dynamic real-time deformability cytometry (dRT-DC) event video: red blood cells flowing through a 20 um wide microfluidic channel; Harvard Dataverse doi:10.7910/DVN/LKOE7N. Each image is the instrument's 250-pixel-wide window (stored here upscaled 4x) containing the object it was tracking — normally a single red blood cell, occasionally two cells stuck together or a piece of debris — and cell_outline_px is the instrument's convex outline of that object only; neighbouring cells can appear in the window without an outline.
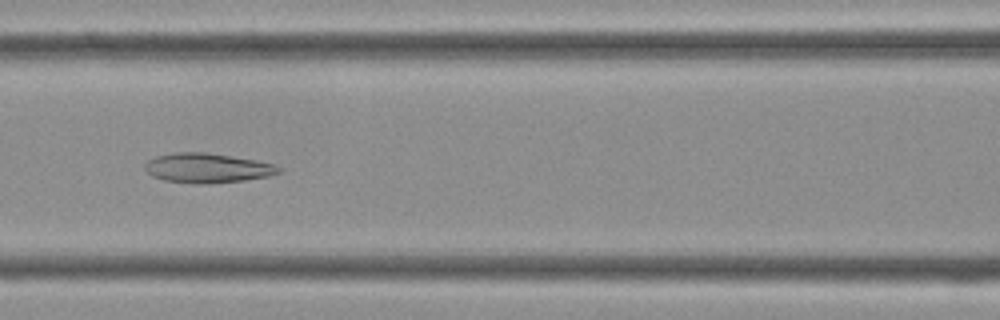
{"species": "Egyptian fruit bat (a non-hibernating species)", "species_latin": "Rousettus aegyptiacus", "temperature_condition": "cold", "stored_images_in_passage": 39, "camera_frame_rate_fps": 3000, "um_per_image_px": 0.085, "frame": {"image": 1, "passage_image": 15, "time_ms": 4.667, "image_size_px": [1000, 320], "cell_outline_px": [[280, 172], [268, 176], [244, 180], [204, 184], [192, 184], [164, 180], [152, 176], [144, 168], [144, 164], [148, 160], [156, 156], [176, 152], [204, 152], [256, 160], [276, 164], [280, 168]], "centroid_in_image_um": [17.6, 14.28], "position_along_channel_um": 149.0, "area_um2": 23.06}}
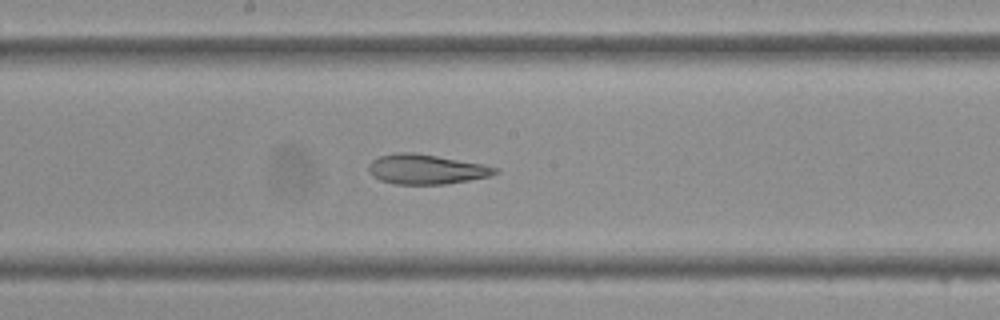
{"frame": {"image": 2, "passage_image": 19, "time_ms": 6.0, "image_size_px": [1000, 320], "cell_outline_px": [[500, 172], [488, 176], [468, 180], [444, 184], [396, 184], [380, 180], [372, 176], [368, 172], [368, 164], [372, 160], [380, 156], [396, 152], [412, 152], [484, 164], [500, 168]], "centroid_in_image_um": [36.21, 14.38], "position_along_channel_um": 212.0, "area_um2": 21.96}}
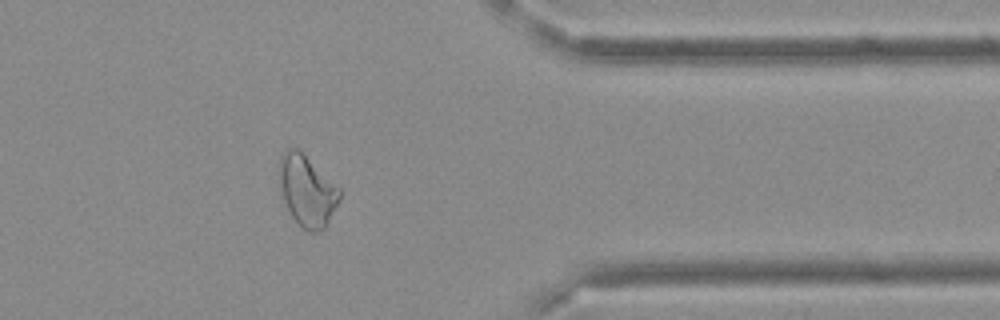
{"frame": {"image": 3, "passage_image": 31, "time_ms": 10.0, "image_size_px": [1000, 320], "cell_outline_px": [[340, 200], [324, 228], [316, 232], [308, 232], [292, 216], [284, 200], [280, 188], [280, 156], [288, 148], [296, 148], [340, 188]], "centroid_in_image_um": [26.11, 16.23], "position_along_channel_um": 385.3, "area_um2": 24.22}}